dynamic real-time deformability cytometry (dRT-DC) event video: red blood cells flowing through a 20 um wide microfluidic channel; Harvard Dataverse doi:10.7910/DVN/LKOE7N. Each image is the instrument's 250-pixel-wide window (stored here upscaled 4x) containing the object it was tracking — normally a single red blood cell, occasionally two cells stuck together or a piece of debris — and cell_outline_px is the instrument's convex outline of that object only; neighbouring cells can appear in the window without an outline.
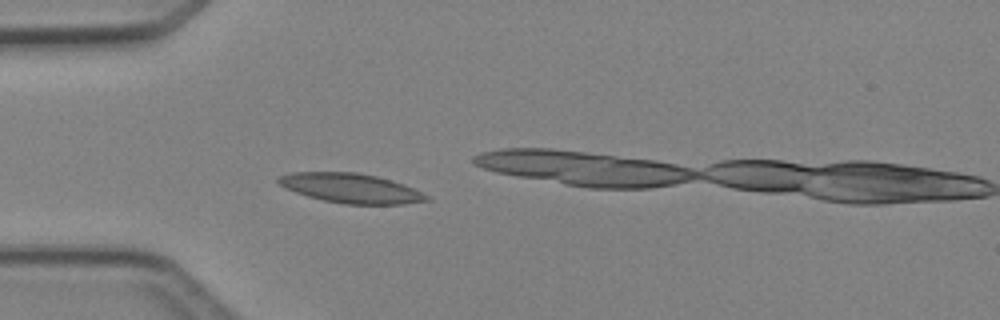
{"species": "Egyptian fruit bat (a non-hibernating species)", "species_latin": "Rousettus aegyptiacus", "temperature_condition": "cold", "stored_images_in_passage": 49, "camera_frame_rate_fps": 3000, "um_per_image_px": 0.085, "animal": {"sex": "female"}, "frame": {"image": 1, "passage_image": 14, "time_ms": 4.333, "image_size_px": [1000, 320], "cell_outline_px": [[432, 200], [404, 204], [344, 204], [324, 200], [308, 196], [284, 188], [276, 180], [280, 176], [292, 172], [356, 172], [376, 176], [392, 180], [404, 184], [432, 196]], "centroid_in_image_um": [29.88, 16.0], "position_along_channel_um": 55.1, "area_um2": 25.61}}
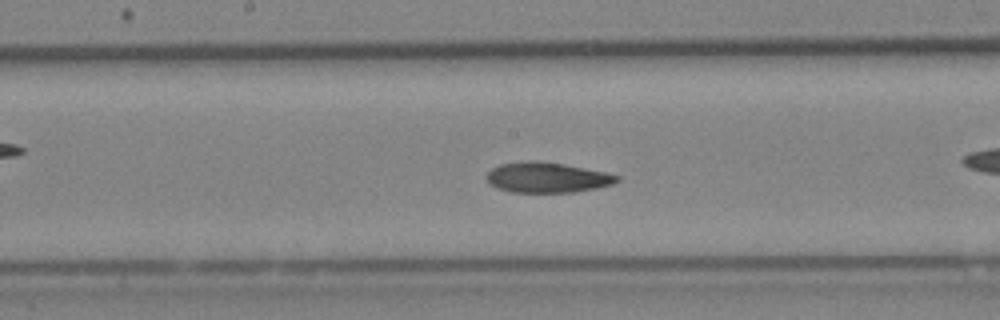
{"frame": {"image": 2, "passage_image": 25, "time_ms": 8.0, "image_size_px": [1000, 320], "cell_outline_px": [[620, 180], [612, 184], [596, 188], [576, 192], [512, 192], [496, 188], [488, 180], [488, 172], [492, 168], [500, 164], [560, 164], [604, 172], [620, 176]], "centroid_in_image_um": [46.56, 15.15], "position_along_channel_um": 201.6, "area_um2": 21.73}}
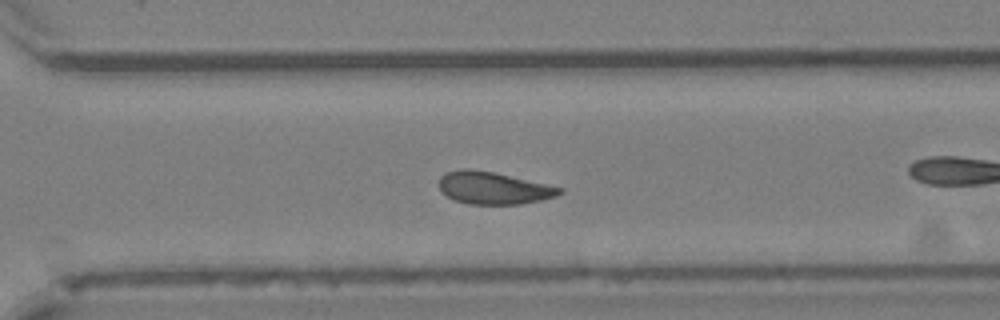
{"frame": {"image": 3, "passage_image": 34, "time_ms": 11.0, "image_size_px": [1000, 320], "cell_outline_px": [[564, 192], [556, 196], [540, 200], [520, 204], [468, 204], [452, 200], [440, 188], [440, 176], [448, 172], [460, 168], [468, 168], [492, 172], [564, 188]], "centroid_in_image_um": [41.94, 15.98], "position_along_channel_um": 328.7, "area_um2": 22.48}, "authors_computed_cell_mechanics": {"area_um2": 23.409, "velocity_mm_per_s": 4.2205, "shape_relaxation_time_tau1_ms": 9.83, "shape_relaxation_time_tau2_ms": 8.833, "deformation_change_tau1": 0.1978, "deformation_change_tau2": 0.1623}}